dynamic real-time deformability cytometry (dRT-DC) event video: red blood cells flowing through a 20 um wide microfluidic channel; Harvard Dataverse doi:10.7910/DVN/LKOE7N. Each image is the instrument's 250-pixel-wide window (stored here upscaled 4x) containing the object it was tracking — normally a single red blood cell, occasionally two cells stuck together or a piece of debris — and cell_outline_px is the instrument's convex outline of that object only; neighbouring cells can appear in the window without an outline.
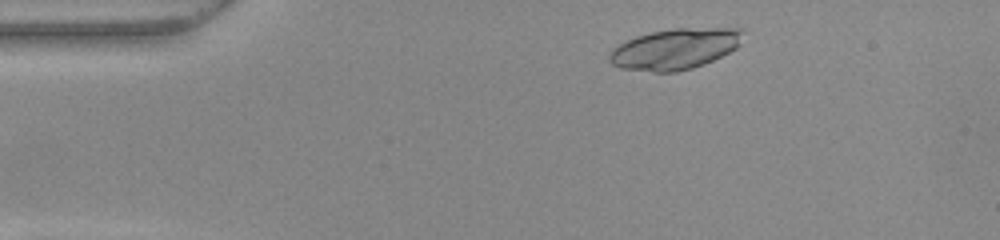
{"species": "common noctule bat (a hibernating species)", "species_latin": "Nyctalus noctula", "temperature_condition": "warm", "stored_images_in_passage": 45, "camera_frame_rate_fps": 3000, "um_per_image_px": 0.085, "animal": {"sex": "female", "body_mass_g": 22.0, "forearm_length_mm": 56.7}, "frame": {"image": 1, "passage_image": 2, "time_ms": 0.333, "image_size_px": [1000, 240], "cell_outline_px": [[744, 28], [740, 44], [736, 48], [704, 64], [692, 68], [676, 72], [652, 72], [620, 68], [612, 64], [608, 60], [608, 52], [612, 48], [636, 36], [652, 32], [672, 28]], "centroid_in_image_um": [57.35, 4.16], "position_along_channel_um": 27.6, "area_um2": 31.85}}